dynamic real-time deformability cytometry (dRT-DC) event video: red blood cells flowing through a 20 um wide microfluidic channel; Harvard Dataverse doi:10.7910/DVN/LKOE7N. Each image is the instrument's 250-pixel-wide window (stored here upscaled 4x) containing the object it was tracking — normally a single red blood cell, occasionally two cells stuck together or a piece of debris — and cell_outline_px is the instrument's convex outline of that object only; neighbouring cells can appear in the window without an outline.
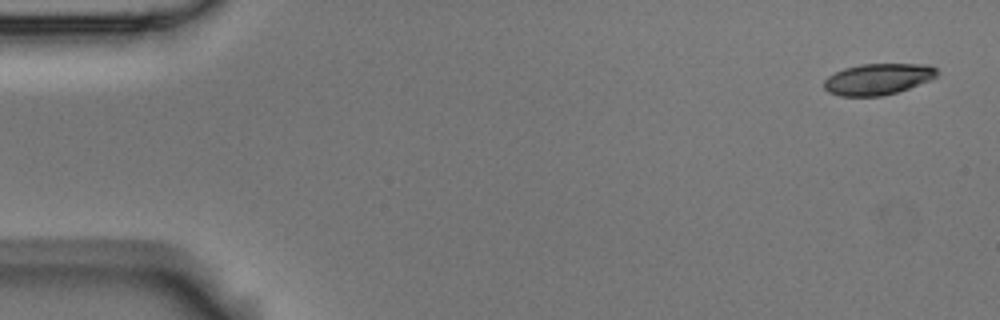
{"species": "Egyptian fruit bat (a non-hibernating species)", "species_latin": "Rousettus aegyptiacus", "temperature_condition": "room temperature", "stored_images_in_passage": 6, "camera_frame_rate_fps": 3000, "um_per_image_px": 0.085, "animal": {"sex": "male"}, "frame": {"image": 1, "passage_image": 1, "time_ms": 0.0, "image_size_px": [1000, 320], "cell_outline_px": [[940, 72], [936, 76], [928, 80], [908, 88], [896, 92], [880, 96], [840, 96], [828, 92], [824, 88], [824, 80], [828, 76], [844, 68], [860, 64], [928, 64], [936, 68]], "centroid_in_image_um": [74.6, 6.71], "position_along_channel_um": 10.4, "area_um2": 20.46}}
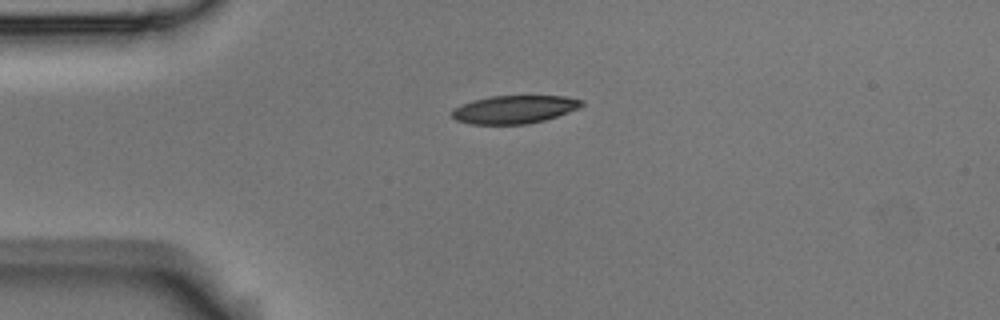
{"frame": {"image": 2, "passage_image": 4, "time_ms": 1.0, "image_size_px": [1000, 320], "cell_outline_px": [[584, 104], [580, 108], [544, 120], [528, 124], [472, 124], [456, 120], [452, 116], [452, 108], [460, 104], [472, 100], [492, 96], [564, 96], [584, 100]], "centroid_in_image_um": [43.71, 9.29], "position_along_channel_um": 41.3, "area_um2": 21.27}}
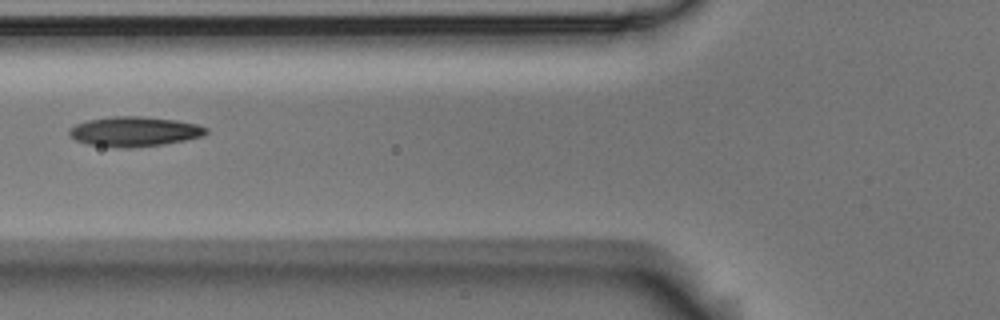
{"frame": {"image": 3, "passage_image": 6, "time_ms": 1.667, "image_size_px": [1000, 320], "cell_outline_px": [[208, 132], [200, 136], [184, 140], [164, 144], [132, 148], [124, 148], [88, 144], [76, 140], [68, 132], [68, 128], [76, 124], [88, 120], [112, 116], [140, 116], [176, 120], [196, 124], [208, 128]], "centroid_in_image_um": [11.41, 11.17], "position_along_channel_um": 114.4, "area_um2": 23.64}}